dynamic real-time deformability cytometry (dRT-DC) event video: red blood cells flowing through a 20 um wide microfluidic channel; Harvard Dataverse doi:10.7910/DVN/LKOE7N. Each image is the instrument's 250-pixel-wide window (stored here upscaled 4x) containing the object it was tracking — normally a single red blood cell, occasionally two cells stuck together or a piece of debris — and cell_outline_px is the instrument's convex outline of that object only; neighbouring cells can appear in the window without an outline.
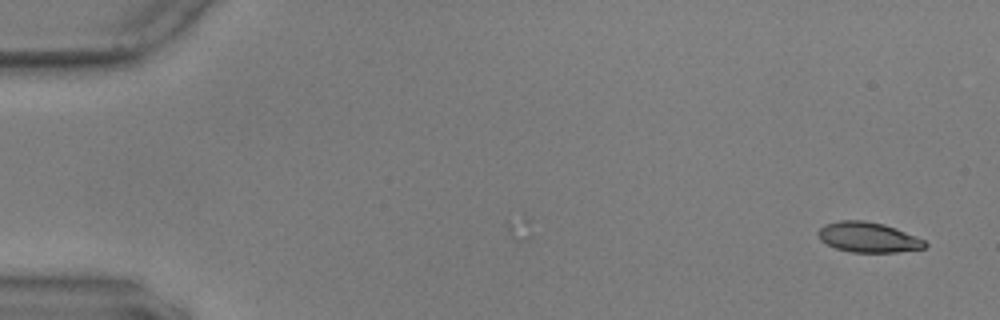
{"species": "common noctule bat (a hibernating species)", "species_latin": "Nyctalus noctula", "temperature_condition": "warm", "stored_images_in_passage": 55, "camera_frame_rate_fps": 3000, "um_per_image_px": 0.085, "animal": {"sex": "male", "body_mass_g": 17.9, "forearm_length_mm": 54.2}, "frame": {"image": 1, "passage_image": 1, "time_ms": 0.0, "image_size_px": [1000, 320], "cell_outline_px": [[928, 244], [924, 248], [896, 252], [852, 252], [836, 248], [820, 240], [816, 232], [824, 224], [840, 220], [864, 220], [884, 224], [896, 228], [924, 240]], "centroid_in_image_um": [73.77, 20.16], "position_along_channel_um": 11.2, "area_um2": 18.73}}
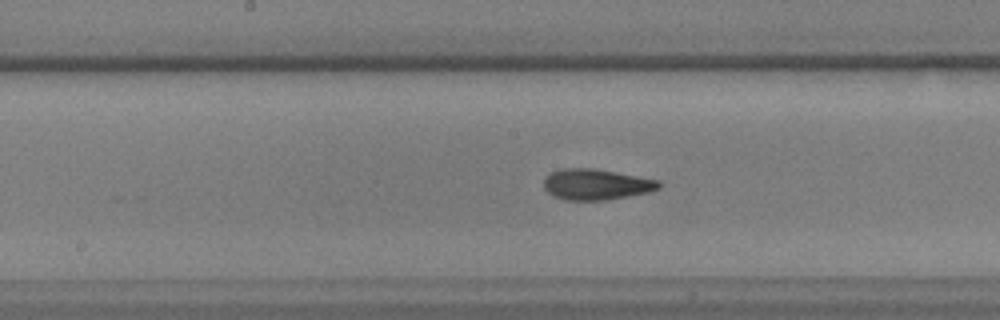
{"frame": {"image": 2, "passage_image": 28, "time_ms": 9.0, "image_size_px": [1000, 320], "cell_outline_px": [[660, 188], [648, 192], [608, 200], [564, 200], [552, 196], [544, 188], [544, 176], [560, 168], [592, 168], [616, 172], [660, 180]], "centroid_in_image_um": [50.64, 15.67], "position_along_channel_um": 197.6, "area_um2": 20.81}}
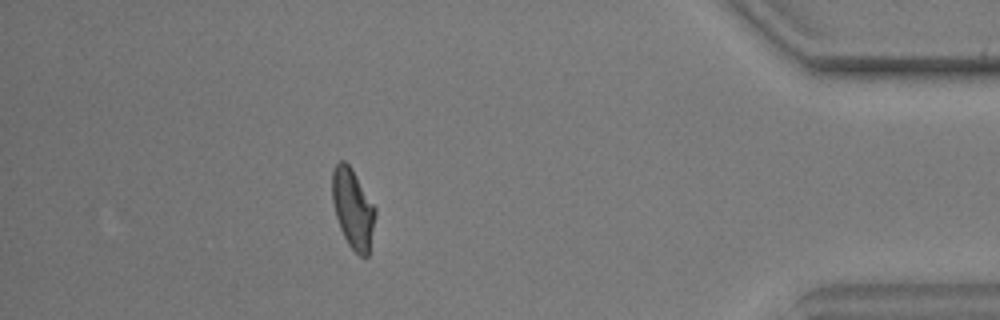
{"frame": {"image": 3, "passage_image": 49, "time_ms": 16.0, "image_size_px": [1000, 320], "cell_outline_px": [[376, 216], [368, 256], [360, 256], [348, 244], [340, 228], [336, 216], [332, 200], [332, 172], [336, 164], [340, 160], [344, 160], [352, 168], [376, 208]], "centroid_in_image_um": [30.0, 17.71], "position_along_channel_um": 405.2, "area_um2": 19.94}, "authors_computed_cell_mechanics": {"area_um2": 20.1144, "velocity_mm_per_s": 3.574, "shape_relaxation_time_tau1_ms": 5.8235, "shape_relaxation_time_tau2_ms": 1.5856, "deformation_change_tau1": 0.1811, "deformation_change_tau2": 0.0799}}